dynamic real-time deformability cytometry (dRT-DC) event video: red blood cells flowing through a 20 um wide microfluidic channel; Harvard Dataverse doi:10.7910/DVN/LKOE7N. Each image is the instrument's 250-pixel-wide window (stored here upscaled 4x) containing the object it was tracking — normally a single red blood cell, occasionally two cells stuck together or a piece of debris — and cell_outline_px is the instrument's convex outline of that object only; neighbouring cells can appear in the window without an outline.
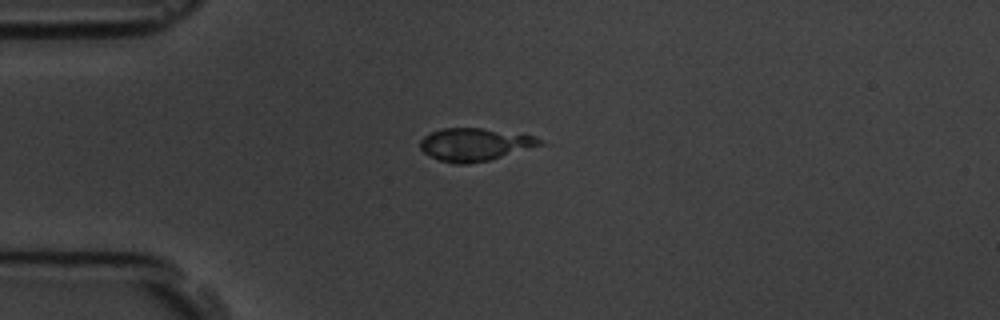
{"species": "common noctule bat (a hibernating species)", "species_latin": "Nyctalus noctula", "temperature_condition": "room temperature", "stored_images_in_passage": 3, "camera_frame_rate_fps": 3000, "um_per_image_px": 0.085, "animal": {"sex": "male", "body_mass_g": 19.5, "forearm_length_mm": 54.6}, "frame": {"image": 1, "passage_image": 1, "time_ms": 0.0, "image_size_px": [1000, 320], "cell_outline_px": [[544, 144], [488, 160], [468, 164], [452, 164], [440, 160], [424, 152], [420, 148], [420, 140], [424, 136], [440, 128], [480, 128], [536, 136]], "centroid_in_image_um": [40.32, 12.28], "position_along_channel_um": 44.7, "area_um2": 22.54}}